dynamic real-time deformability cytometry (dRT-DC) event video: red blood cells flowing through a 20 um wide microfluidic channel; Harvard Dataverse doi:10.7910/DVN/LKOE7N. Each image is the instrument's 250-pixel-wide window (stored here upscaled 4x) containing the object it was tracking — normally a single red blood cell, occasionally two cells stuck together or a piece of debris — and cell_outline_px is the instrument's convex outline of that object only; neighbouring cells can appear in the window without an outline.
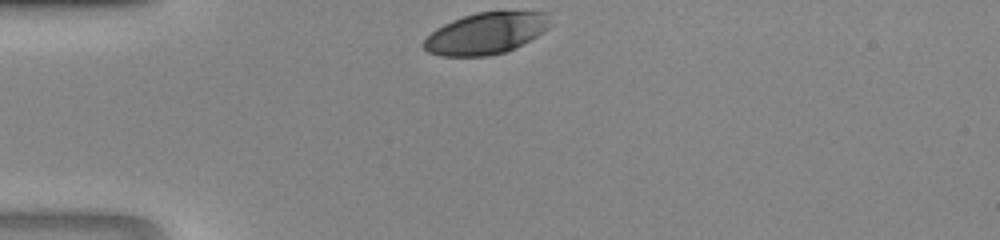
{"species": "human", "species_latin": "Homo sapiens", "temperature_condition": "room temperature", "stored_images_in_passage": 26, "camera_frame_rate_fps": 3000, "um_per_image_px": 0.085, "donor": {"sex": "male"}, "frame": {"image": 1, "passage_image": 1, "time_ms": 0.0, "image_size_px": [1000, 240], "cell_outline_px": [[548, 28], [544, 32], [504, 52], [488, 56], [440, 56], [428, 52], [420, 44], [436, 28], [452, 20], [476, 12], [548, 12]], "centroid_in_image_um": [41.24, 2.84], "position_along_channel_um": 43.8, "area_um2": 30.17}}
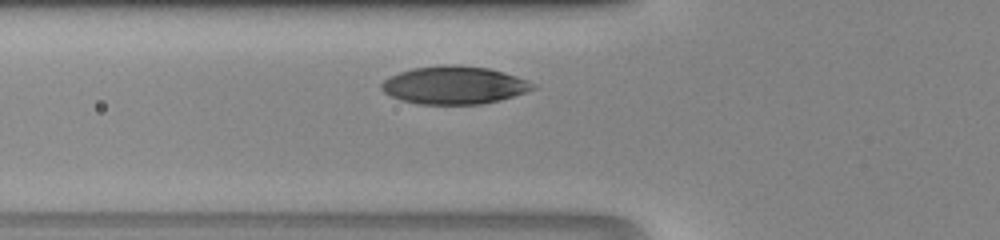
{"frame": {"image": 2, "passage_image": 6, "time_ms": 1.667, "image_size_px": [1000, 240], "cell_outline_px": [[536, 88], [500, 100], [480, 104], [416, 104], [400, 100], [384, 92], [380, 88], [380, 84], [384, 80], [400, 72], [412, 68], [440, 64], [456, 64], [488, 68], [504, 72], [528, 80], [536, 84]], "centroid_in_image_um": [38.59, 7.23], "position_along_channel_um": 87.2, "area_um2": 33.52}}
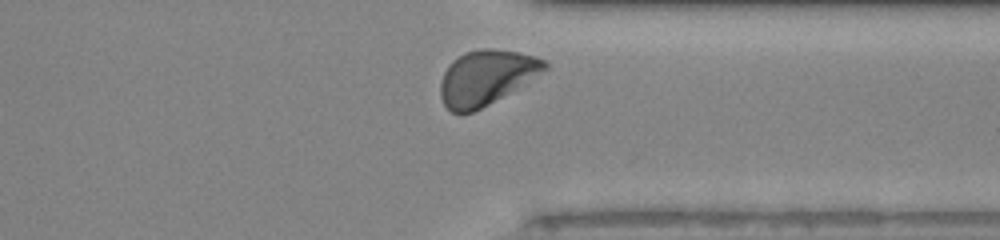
{"frame": {"image": 3, "passage_image": 25, "time_ms": 8.0, "image_size_px": [1000, 240], "cell_outline_px": [[548, 68], [488, 104], [472, 112], [452, 112], [444, 104], [440, 96], [440, 84], [444, 72], [448, 64], [452, 60], [464, 52], [480, 48], [488, 48], [516, 52], [536, 56], [544, 60], [548, 64]], "centroid_in_image_um": [41.28, 6.56], "position_along_channel_um": 370.1, "area_um2": 32.6}}